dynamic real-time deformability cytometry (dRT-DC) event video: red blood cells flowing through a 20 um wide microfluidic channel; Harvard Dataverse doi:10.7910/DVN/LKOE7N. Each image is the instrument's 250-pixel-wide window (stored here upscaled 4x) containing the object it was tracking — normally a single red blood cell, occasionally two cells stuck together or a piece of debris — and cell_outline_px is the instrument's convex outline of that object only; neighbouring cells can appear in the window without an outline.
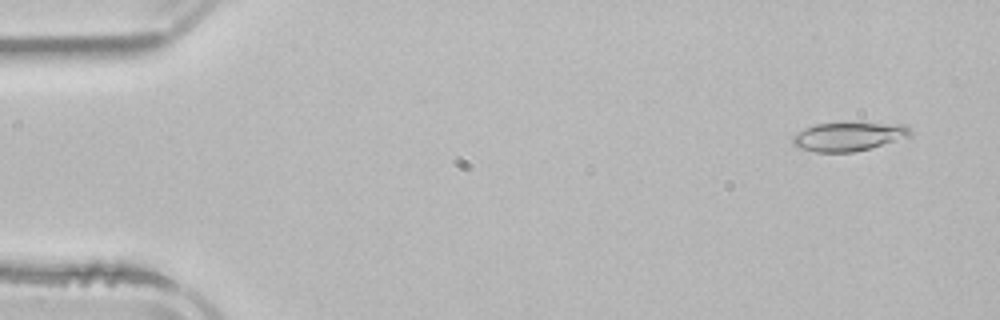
{"species": "common noctule bat (a hibernating species)", "species_latin": "Nyctalus noctula", "temperature_condition": "room temperature", "stored_images_in_passage": 3, "camera_frame_rate_fps": 3000, "um_per_image_px": 0.085, "animal": {"sex": "male", "body_mass_g": 21.5, "forearm_length_mm": 52.0}, "frame": {"image": 1, "passage_image": 1, "time_ms": 0.0, "image_size_px": [1000, 320], "cell_outline_px": [[912, 132], [908, 136], [872, 148], [852, 152], [816, 152], [800, 148], [792, 144], [792, 136], [796, 132], [804, 128], [816, 124], [904, 124]], "centroid_in_image_um": [72.06, 11.63], "position_along_channel_um": 12.9, "area_um2": 19.25}}
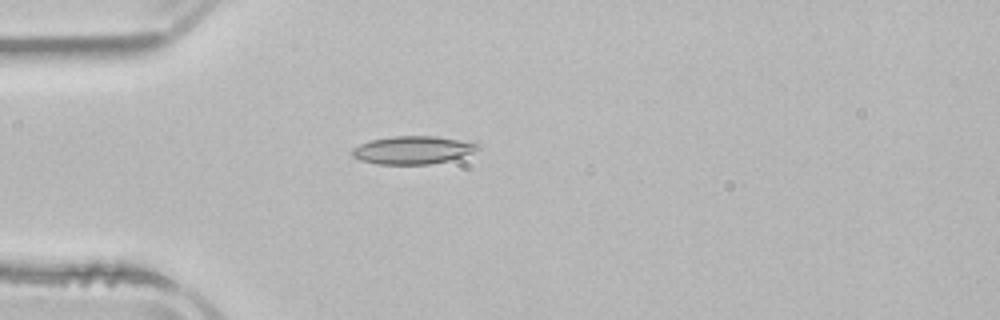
{"frame": {"image": 2, "passage_image": 3, "time_ms": 3.667, "image_size_px": [1000, 320], "cell_outline_px": [[480, 148], [472, 152], [448, 160], [428, 164], [376, 164], [360, 160], [352, 156], [352, 148], [368, 140], [392, 136], [436, 136], [480, 144]], "centroid_in_image_um": [35.01, 12.74], "position_along_channel_um": 50.0, "area_um2": 20.29}}